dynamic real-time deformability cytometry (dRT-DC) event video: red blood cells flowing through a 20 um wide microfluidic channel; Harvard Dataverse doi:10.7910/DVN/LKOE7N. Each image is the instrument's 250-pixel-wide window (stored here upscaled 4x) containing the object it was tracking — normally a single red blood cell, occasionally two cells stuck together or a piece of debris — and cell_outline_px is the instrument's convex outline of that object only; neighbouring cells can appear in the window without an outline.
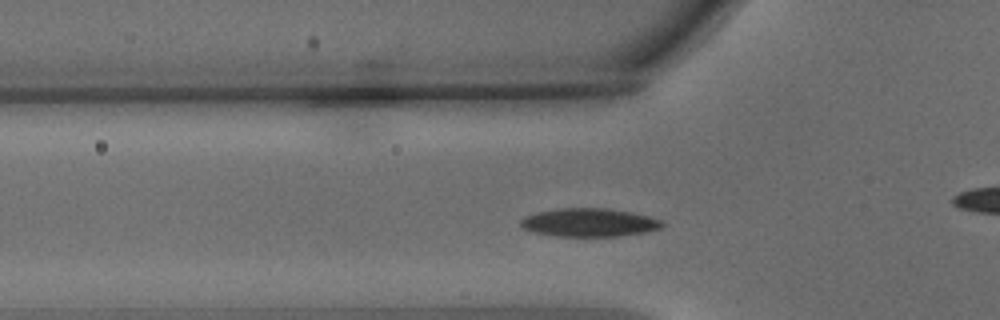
{"species": "common noctule bat (a hibernating species)", "species_latin": "Nyctalus noctula", "temperature_condition": "warm", "stored_images_in_passage": 35, "camera_frame_rate_fps": 3000, "um_per_image_px": 0.085, "animal": {"sex": "male", "body_mass_g": 15.6}, "frame": {"image": 1, "passage_image": 7, "time_ms": 2.0, "image_size_px": [1000, 320], "cell_outline_px": [[664, 224], [660, 228], [648, 232], [616, 236], [556, 236], [532, 232], [524, 228], [520, 224], [520, 220], [524, 216], [536, 212], [560, 208], [604, 208], [632, 212], [664, 220]], "centroid_in_image_um": [50.09, 18.91], "position_along_channel_um": 75.7, "area_um2": 23.47}}
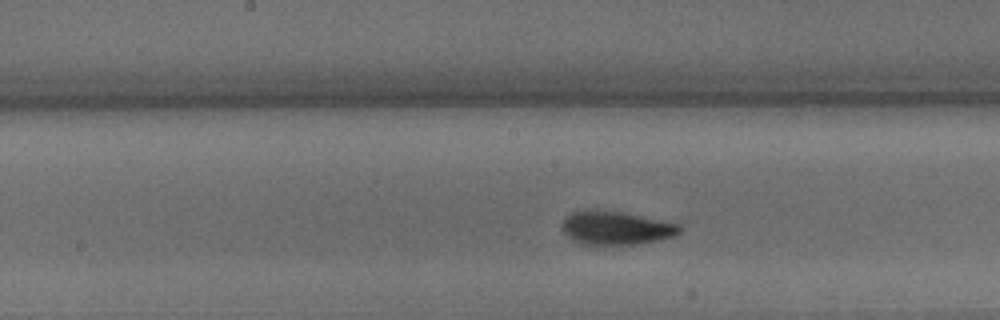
{"frame": {"image": 2, "passage_image": 17, "time_ms": 5.333, "image_size_px": [1000, 320], "cell_outline_px": [[680, 232], [676, 236], [660, 240], [640, 244], [612, 248], [596, 248], [580, 244], [572, 240], [560, 228], [564, 220], [572, 212], [592, 208], [620, 212], [680, 224]], "centroid_in_image_um": [52.31, 19.44], "position_along_channel_um": 195.9, "area_um2": 24.1}}
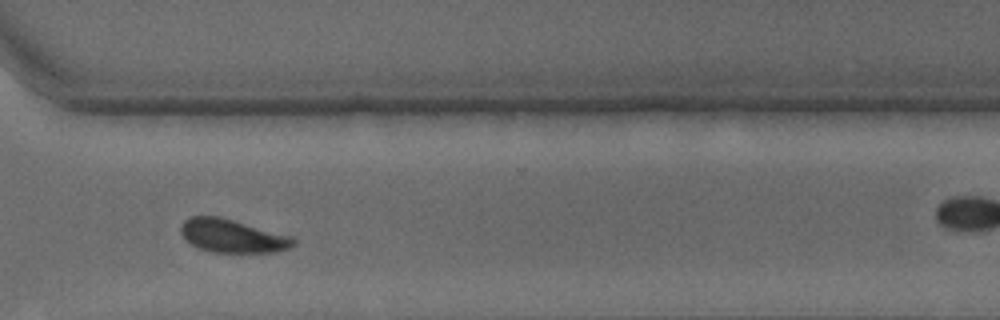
{"frame": {"image": 3, "passage_image": 30, "time_ms": 9.667, "image_size_px": [1000, 320], "cell_outline_px": [[296, 244], [288, 248], [276, 252], [208, 252], [196, 248], [180, 232], [180, 224], [184, 220], [192, 216], [220, 216], [292, 236], [296, 240]], "centroid_in_image_um": [19.75, 20.05], "position_along_channel_um": 350.9, "area_um2": 21.96}}